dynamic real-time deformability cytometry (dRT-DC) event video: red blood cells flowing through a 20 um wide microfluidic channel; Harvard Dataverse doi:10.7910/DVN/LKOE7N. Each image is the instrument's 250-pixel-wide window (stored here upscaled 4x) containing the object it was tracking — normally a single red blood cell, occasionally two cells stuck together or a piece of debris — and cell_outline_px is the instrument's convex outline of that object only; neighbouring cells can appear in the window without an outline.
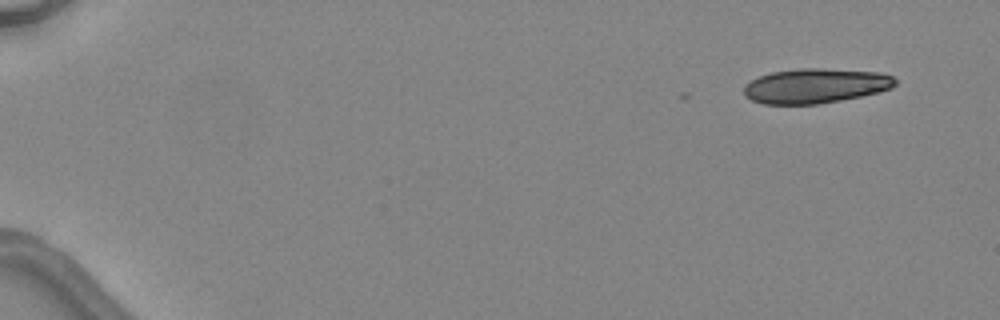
{"species": "common noctule bat (a hibernating species)", "species_latin": "Nyctalus noctula", "temperature_condition": "warm", "stored_images_in_passage": 4, "camera_frame_rate_fps": 3000, "um_per_image_px": 0.085, "animal": {"sex": "female", "body_mass_g": 24.6, "forearm_length_mm": 56.2}, "frame": {"image": 1, "passage_image": 1, "time_ms": 0.0, "image_size_px": [1000, 320], "cell_outline_px": [[896, 84], [892, 88], [880, 92], [840, 100], [816, 104], [764, 104], [752, 100], [744, 92], [744, 84], [760, 76], [772, 72], [800, 68], [820, 68], [880, 72], [892, 76], [896, 80]], "centroid_in_image_um": [69.34, 7.29], "position_along_channel_um": 15.7, "area_um2": 30.52}}